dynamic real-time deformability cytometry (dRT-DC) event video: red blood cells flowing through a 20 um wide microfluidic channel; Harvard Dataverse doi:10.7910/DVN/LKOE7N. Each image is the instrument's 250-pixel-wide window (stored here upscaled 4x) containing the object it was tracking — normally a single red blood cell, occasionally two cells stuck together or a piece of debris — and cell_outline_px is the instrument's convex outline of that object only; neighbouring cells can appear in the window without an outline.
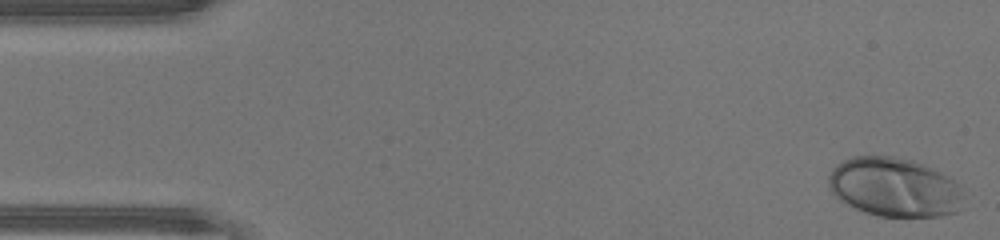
{"species": "human", "species_latin": "Homo sapiens", "temperature_condition": "warm", "stored_images_in_passage": 46, "camera_frame_rate_fps": 3000, "um_per_image_px": 0.085, "donor": {"sex": "male"}, "frame": {"image": 1, "passage_image": 1, "time_ms": 0.0, "image_size_px": [1000, 240], "cell_outline_px": [[960, 196], [956, 212], [940, 216], [880, 216], [864, 212], [840, 200], [828, 188], [828, 176], [832, 168], [836, 164], [852, 156], [892, 156], [912, 160], [932, 168], [940, 172], [960, 184]], "centroid_in_image_um": [75.96, 15.9], "position_along_channel_um": 9.0, "area_um2": 46.12}}
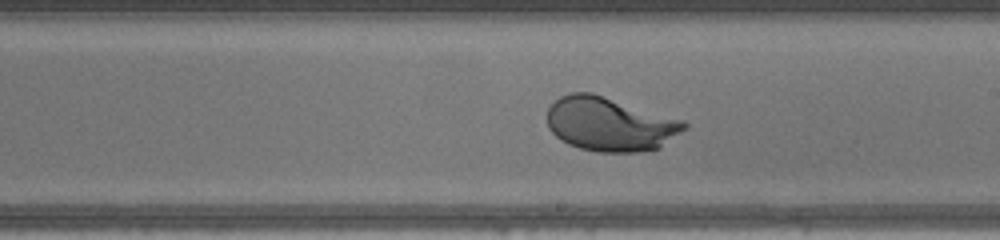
{"frame": {"image": 2, "passage_image": 26, "time_ms": 8.333, "image_size_px": [1000, 240], "cell_outline_px": [[688, 128], [660, 148], [640, 152], [600, 152], [580, 148], [568, 144], [560, 140], [548, 128], [548, 108], [560, 96], [568, 92], [592, 92], [684, 120], [688, 124]], "centroid_in_image_um": [51.87, 10.55], "position_along_channel_um": 237.1, "area_um2": 43.47}}
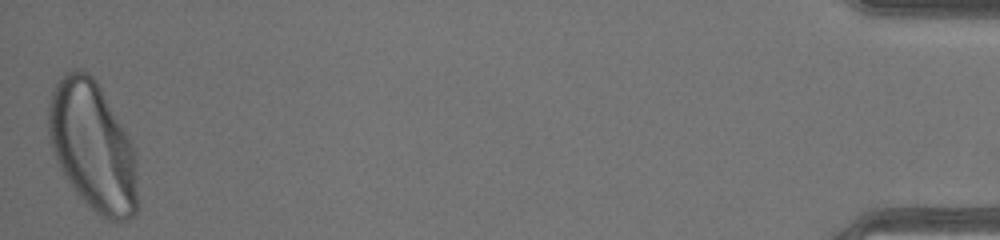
{"frame": {"image": 3, "passage_image": 46, "time_ms": 15.0, "image_size_px": [1000, 240], "cell_outline_px": [[136, 212], [128, 220], [116, 224], [100, 216], [76, 192], [60, 168], [56, 160], [52, 148], [48, 132], [48, 104], [52, 88], [64, 72], [76, 68], [80, 68], [88, 72], [96, 80], [132, 144], [136, 160]], "centroid_in_image_um": [7.85, 12.43], "position_along_channel_um": 427.3, "area_um2": 66.87}, "authors_computed_cell_mechanics": {"area_um2": 43.9858, "velocity_mm_per_s": 4.4031, "shape_relaxation_time_tau1_ms": 1.7292, "shape_relaxation_time_tau2_ms": null, "deformation_change_tau1": 0.1613, "deformation_change_tau2": null}}